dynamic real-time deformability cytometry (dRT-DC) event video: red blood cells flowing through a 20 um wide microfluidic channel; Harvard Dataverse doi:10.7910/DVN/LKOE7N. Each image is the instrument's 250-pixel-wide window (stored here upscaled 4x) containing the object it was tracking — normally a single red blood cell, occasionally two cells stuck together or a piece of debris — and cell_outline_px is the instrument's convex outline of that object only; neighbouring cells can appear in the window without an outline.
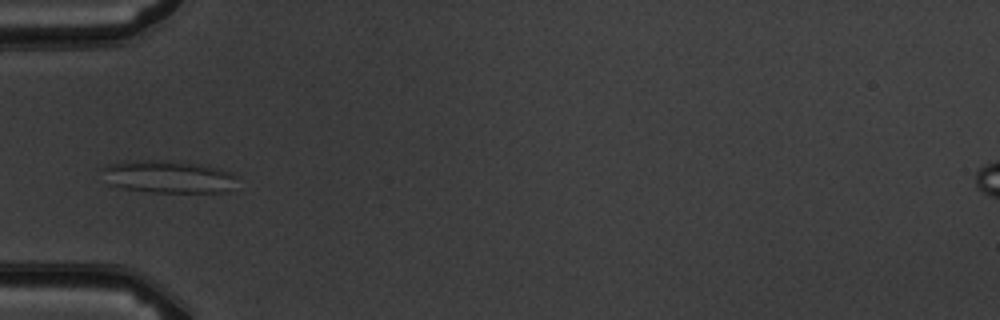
{"species": "common noctule bat (a hibernating species)", "species_latin": "Nyctalus noctula", "temperature_condition": "warm", "stored_images_in_passage": 5, "camera_frame_rate_fps": 3000, "um_per_image_px": 0.085, "animal": {"sex": "male", "body_mass_g": 19.5, "forearm_length_mm": 54.6}, "frame": {"image": 1, "passage_image": 5, "time_ms": 4.667, "image_size_px": [1000, 320], "cell_outline_px": [[236, 176], [228, 192], [152, 192], [124, 188], [108, 184], [100, 168], [108, 164], [124, 160], [172, 160], [200, 164], [220, 168], [232, 172]], "centroid_in_image_um": [14.25, 15.0], "position_along_channel_um": 70.7, "area_um2": 25.84}}